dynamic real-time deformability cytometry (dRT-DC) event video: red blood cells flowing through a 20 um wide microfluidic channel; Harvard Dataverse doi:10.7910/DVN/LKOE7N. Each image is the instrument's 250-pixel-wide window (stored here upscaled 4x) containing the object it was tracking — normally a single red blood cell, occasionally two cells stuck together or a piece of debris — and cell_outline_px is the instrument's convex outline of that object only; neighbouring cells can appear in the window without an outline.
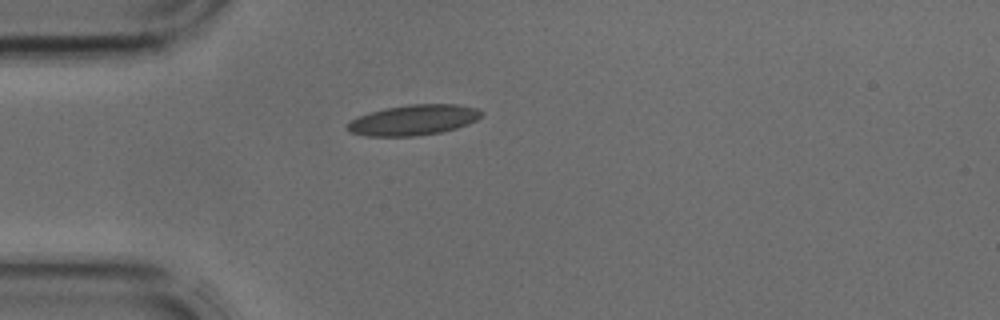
{"species": "common noctule bat (a hibernating species)", "species_latin": "Nyctalus noctula", "temperature_condition": "cold", "stored_images_in_passage": 32, "camera_frame_rate_fps": 3000, "um_per_image_px": 0.085, "animal": {"sex": "male", "body_mass_g": 17.9, "forearm_length_mm": 54.2}, "frame": {"image": 1, "passage_image": 1, "time_ms": 0.0, "image_size_px": [1000, 320], "cell_outline_px": [[484, 112], [476, 120], [468, 124], [456, 128], [440, 132], [412, 136], [368, 136], [352, 132], [344, 128], [352, 120], [360, 116], [384, 108], [408, 104], [456, 104], [476, 108]], "centroid_in_image_um": [35.16, 10.19], "position_along_channel_um": 49.8, "area_um2": 23.52}}
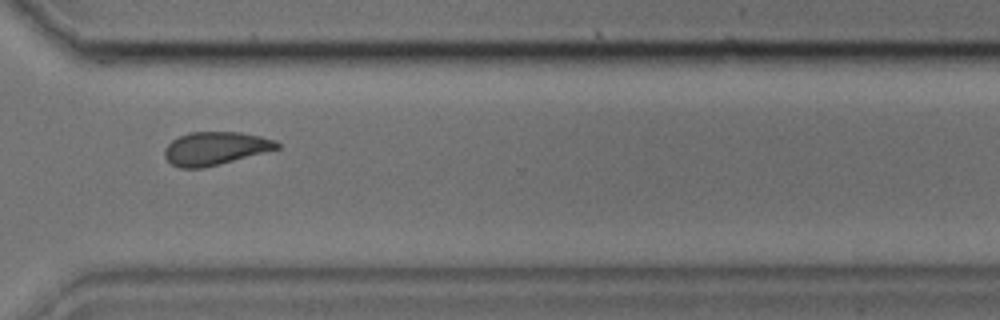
{"frame": {"image": 2, "passage_image": 21, "time_ms": 6.667, "image_size_px": [1000, 320], "cell_outline_px": [[280, 148], [204, 168], [180, 168], [172, 164], [164, 156], [164, 148], [172, 140], [188, 132], [240, 132], [260, 136], [276, 140], [280, 144]], "centroid_in_image_um": [18.29, 12.61], "position_along_channel_um": 352.3, "area_um2": 21.68}}
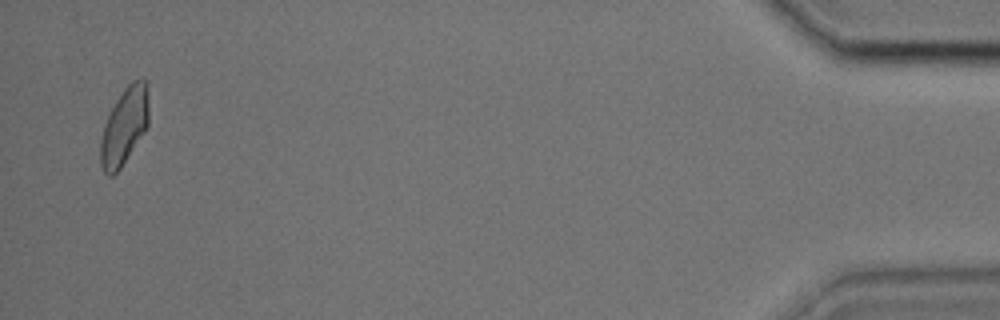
{"frame": {"image": 3, "passage_image": 31, "time_ms": 10.0, "image_size_px": [1000, 320], "cell_outline_px": [[148, 124], [144, 132], [120, 168], [112, 176], [108, 176], [104, 172], [100, 164], [100, 140], [104, 124], [116, 100], [124, 88], [132, 80], [148, 80]], "centroid_in_image_um": [10.56, 10.71], "position_along_channel_um": 424.6, "area_um2": 21.56}}